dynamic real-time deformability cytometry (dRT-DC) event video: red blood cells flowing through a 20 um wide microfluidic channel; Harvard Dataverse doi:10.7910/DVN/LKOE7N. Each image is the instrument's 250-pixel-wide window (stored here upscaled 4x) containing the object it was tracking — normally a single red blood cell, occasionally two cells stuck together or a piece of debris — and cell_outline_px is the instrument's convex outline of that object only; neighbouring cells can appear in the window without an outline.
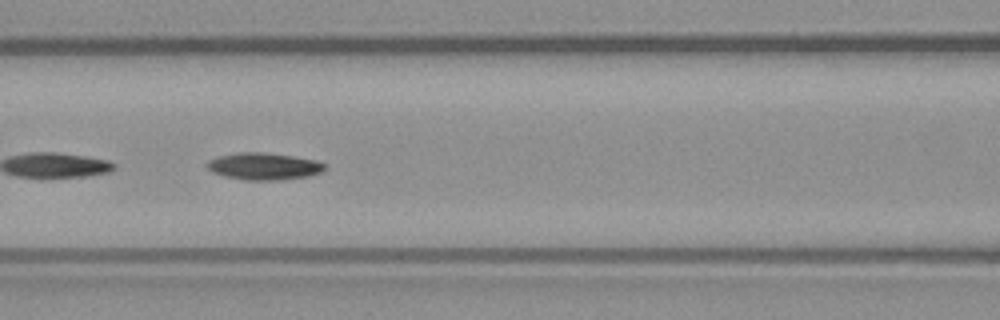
{"species": "common noctule bat (a hibernating species)", "species_latin": "Nyctalus noctula", "temperature_condition": "warm", "stored_images_in_passage": 49, "camera_frame_rate_fps": 3000, "um_per_image_px": 0.085, "animal": {"sex": "male", "body_mass_g": 23.1, "forearm_length_mm": 52.7}, "frame": {"image": 1, "passage_image": 21, "time_ms": 6.667, "image_size_px": [1000, 320], "cell_outline_px": [[324, 168], [320, 172], [308, 176], [284, 180], [244, 180], [224, 176], [212, 172], [204, 164], [208, 160], [216, 156], [236, 152], [260, 152], [292, 156], [316, 160], [324, 164]], "centroid_in_image_um": [22.35, 14.13], "position_along_channel_um": 144.2, "area_um2": 18.61}}
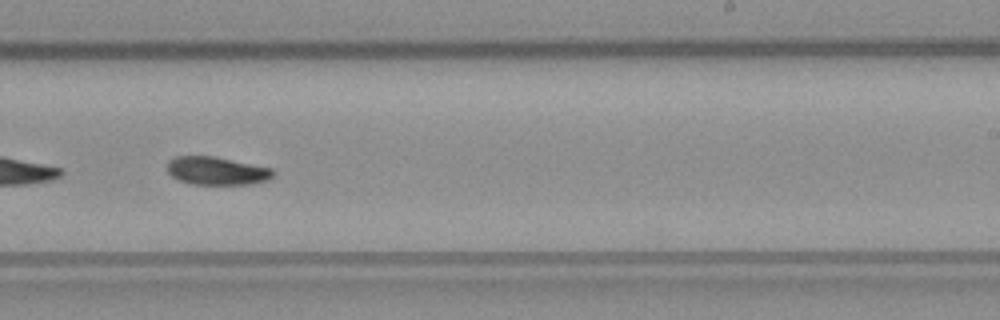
{"frame": {"image": 2, "passage_image": 30, "time_ms": 9.667, "image_size_px": [1000, 320], "cell_outline_px": [[276, 172], [268, 180], [248, 184], [192, 184], [180, 180], [172, 176], [168, 172], [168, 160], [176, 156], [212, 156], [272, 168]], "centroid_in_image_um": [18.42, 14.52], "position_along_channel_um": 270.6, "area_um2": 17.17}}
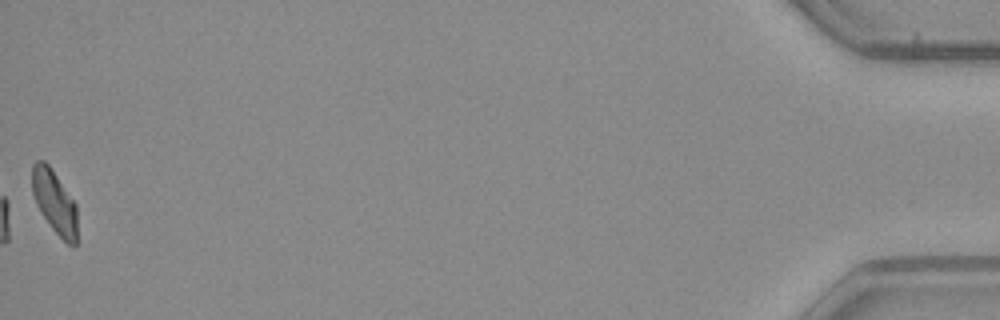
{"frame": {"image": 3, "passage_image": 49, "time_ms": 16.0, "image_size_px": [1000, 320], "cell_outline_px": [[76, 244], [68, 244], [52, 228], [40, 212], [36, 204], [32, 192], [32, 164], [36, 160], [44, 160], [48, 164], [76, 204]], "centroid_in_image_um": [4.6, 17.13], "position_along_channel_um": 430.6, "area_um2": 16.36}}